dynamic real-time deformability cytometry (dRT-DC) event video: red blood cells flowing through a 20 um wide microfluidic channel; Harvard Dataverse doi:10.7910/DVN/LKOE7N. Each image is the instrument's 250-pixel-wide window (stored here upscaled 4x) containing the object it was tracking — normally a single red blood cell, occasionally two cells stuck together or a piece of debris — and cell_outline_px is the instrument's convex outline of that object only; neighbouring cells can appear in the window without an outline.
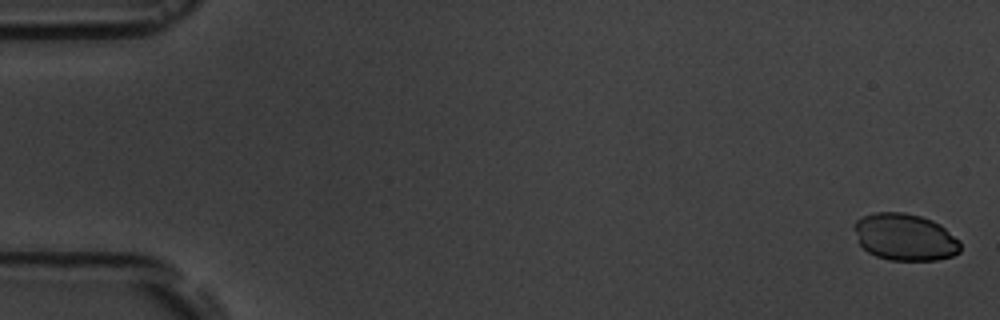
{"species": "common noctule bat (a hibernating species)", "species_latin": "Nyctalus noctula", "temperature_condition": "room temperature", "stored_images_in_passage": 16, "camera_frame_rate_fps": 3000, "um_per_image_px": 0.085, "animal": {"sex": "male", "body_mass_g": 19.5, "forearm_length_mm": 54.6}, "frame": {"image": 1, "passage_image": 1, "time_ms": 0.0, "image_size_px": [1000, 320], "cell_outline_px": [[960, 252], [952, 256], [936, 260], [888, 260], [876, 256], [868, 252], [860, 244], [852, 228], [852, 224], [856, 220], [864, 216], [876, 212], [904, 212], [920, 216], [932, 220], [940, 224], [960, 240]], "centroid_in_image_um": [76.91, 20.15], "position_along_channel_um": 8.1, "area_um2": 29.25}}